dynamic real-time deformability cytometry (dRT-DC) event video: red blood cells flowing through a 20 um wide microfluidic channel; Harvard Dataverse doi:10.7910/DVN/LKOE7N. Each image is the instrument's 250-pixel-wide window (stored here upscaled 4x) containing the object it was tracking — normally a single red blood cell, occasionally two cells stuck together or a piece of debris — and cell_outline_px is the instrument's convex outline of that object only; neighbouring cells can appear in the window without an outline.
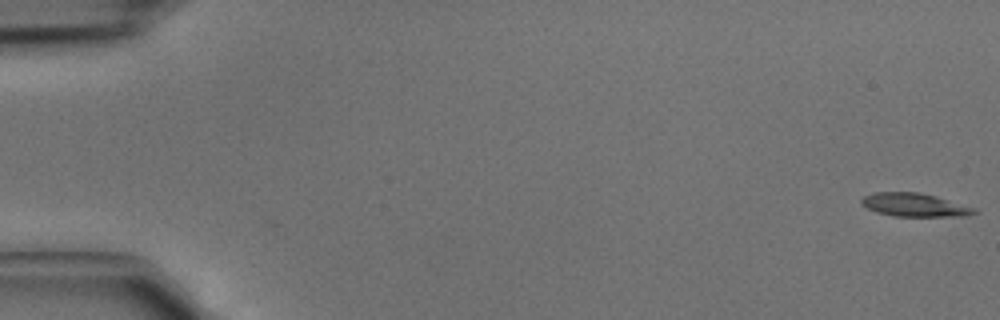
{"species": "common noctule bat (a hibernating species)", "species_latin": "Nyctalus noctula", "temperature_condition": "cold", "stored_images_in_passage": 5, "camera_frame_rate_fps": 3000, "um_per_image_px": 0.085, "animal": {"sex": "male", "body_mass_g": 15.6}, "frame": {"image": 1, "passage_image": 1, "time_ms": 0.0, "image_size_px": [1000, 320], "cell_outline_px": [[980, 212], [968, 216], [892, 216], [876, 212], [860, 204], [860, 200], [864, 196], [876, 192], [920, 192], [936, 196], [976, 208]], "centroid_in_image_um": [77.76, 17.42], "position_along_channel_um": 7.2, "area_um2": 15.49}}
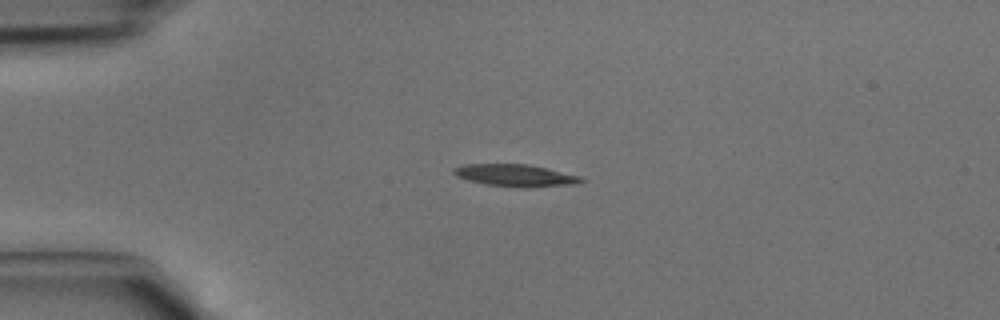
{"frame": {"image": 2, "passage_image": 4, "time_ms": 1.0, "image_size_px": [1000, 320], "cell_outline_px": [[584, 180], [576, 184], [484, 184], [468, 180], [456, 176], [452, 172], [452, 168], [464, 164], [528, 164], [548, 168], [580, 176]], "centroid_in_image_um": [43.69, 14.83], "position_along_channel_um": 41.3, "area_um2": 15.2}}
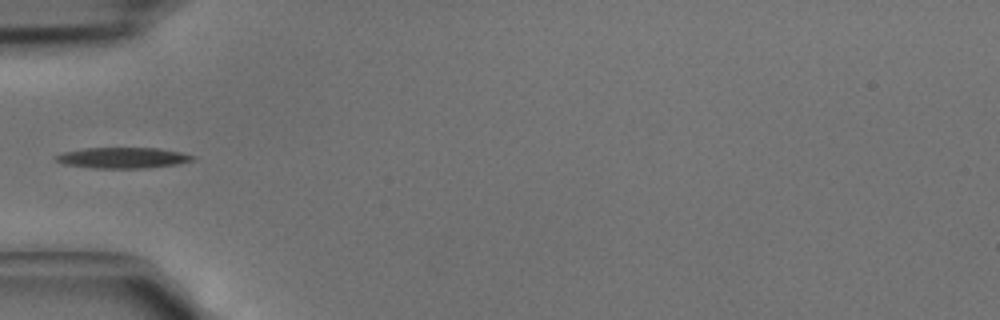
{"frame": {"image": 3, "passage_image": 5, "time_ms": 1.333, "image_size_px": [1000, 320], "cell_outline_px": [[196, 156], [192, 160], [176, 164], [148, 168], [96, 168], [64, 164], [52, 160], [52, 156], [64, 152], [84, 148], [160, 148], [180, 152]], "centroid_in_image_um": [10.38, 13.41], "position_along_channel_um": 74.6, "area_um2": 16.65}}